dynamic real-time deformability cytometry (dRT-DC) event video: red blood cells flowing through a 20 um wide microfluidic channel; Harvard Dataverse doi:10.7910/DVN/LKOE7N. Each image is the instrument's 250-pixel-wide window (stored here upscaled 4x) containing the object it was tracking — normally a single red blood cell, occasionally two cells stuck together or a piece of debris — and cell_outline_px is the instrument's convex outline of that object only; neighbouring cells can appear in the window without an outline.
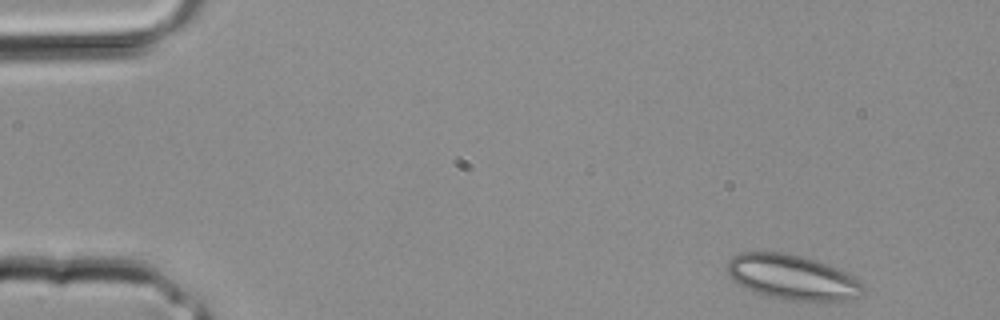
{"species": "common noctule bat (a hibernating species)", "species_latin": "Nyctalus noctula", "temperature_condition": "room temperature", "stored_images_in_passage": 33, "camera_frame_rate_fps": 3000, "um_per_image_px": 0.085, "animal": {"sex": "male", "body_mass_g": 20.4}, "frame": {"image": 1, "passage_image": 1, "time_ms": 0.0, "image_size_px": [1000, 320], "cell_outline_px": [[864, 292], [860, 296], [840, 300], [780, 300], [752, 292], [736, 284], [728, 272], [728, 260], [732, 256], [740, 252], [784, 252], [816, 260], [840, 268], [852, 276], [864, 288]], "centroid_in_image_um": [67.29, 23.56], "position_along_channel_um": 17.7, "area_um2": 35.6}}
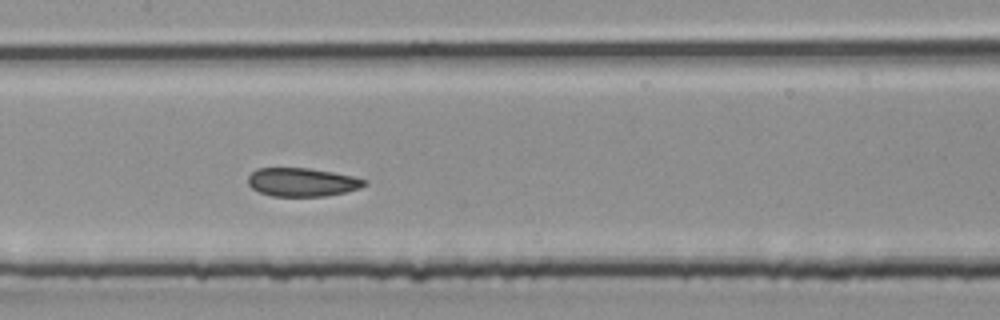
{"frame": {"image": 2, "passage_image": 15, "time_ms": 4.667, "image_size_px": [1000, 320], "cell_outline_px": [[368, 184], [360, 188], [344, 192], [324, 196], [272, 196], [260, 192], [252, 188], [248, 184], [248, 176], [256, 168], [308, 168], [332, 172], [352, 176], [368, 180]], "centroid_in_image_um": [25.68, 15.48], "position_along_channel_um": 181.7, "area_um2": 19.31}}
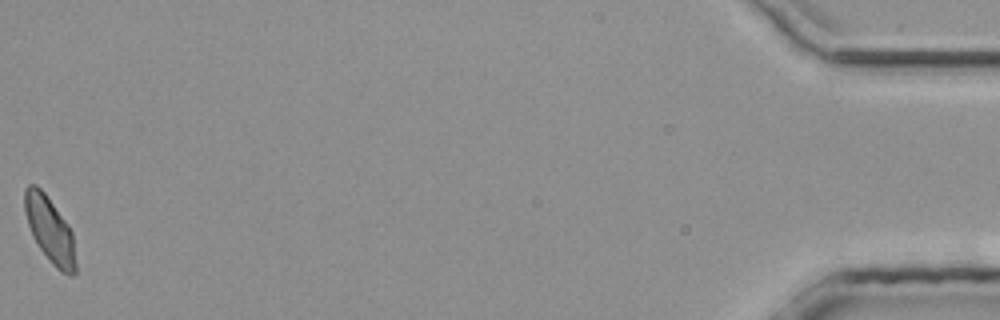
{"frame": {"image": 3, "passage_image": 33, "time_ms": 10.667, "image_size_px": [1000, 320], "cell_outline_px": [[76, 272], [72, 276], [60, 272], [52, 264], [40, 248], [32, 236], [24, 212], [24, 188], [28, 184], [36, 184], [44, 192], [68, 224], [72, 232], [76, 264]], "centroid_in_image_um": [4.22, 19.53], "position_along_channel_um": 431.0, "area_um2": 19.59}}